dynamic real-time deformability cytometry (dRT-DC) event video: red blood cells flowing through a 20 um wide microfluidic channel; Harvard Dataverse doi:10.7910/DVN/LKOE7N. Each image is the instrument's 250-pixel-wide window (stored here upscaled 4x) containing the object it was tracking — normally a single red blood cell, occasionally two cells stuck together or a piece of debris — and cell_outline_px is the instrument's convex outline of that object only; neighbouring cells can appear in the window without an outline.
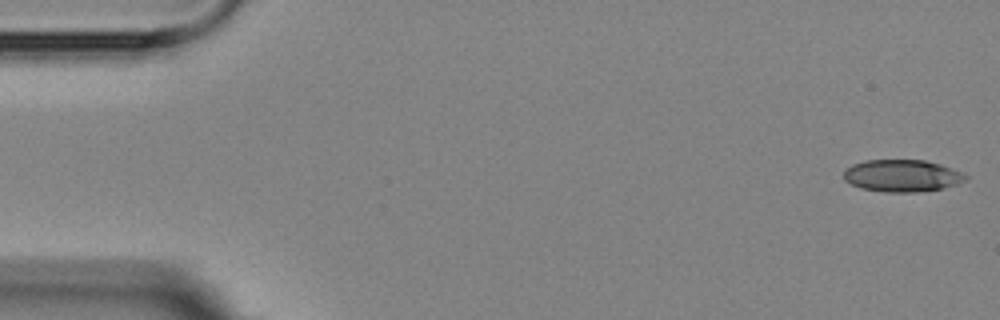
{"species": "Egyptian fruit bat (a non-hibernating species)", "species_latin": "Rousettus aegyptiacus", "temperature_condition": "room temperature", "stored_images_in_passage": 5, "camera_frame_rate_fps": 3000, "um_per_image_px": 0.085, "animal": {"sex": "female"}, "frame": {"image": 1, "passage_image": 1, "time_ms": 0.0, "image_size_px": [1000, 320], "cell_outline_px": [[968, 180], [944, 188], [916, 192], [884, 192], [860, 188], [844, 180], [844, 172], [852, 164], [864, 160], [924, 160], [940, 164], [960, 172], [968, 176]], "centroid_in_image_um": [76.67, 14.94], "position_along_channel_um": 8.3, "area_um2": 22.77}}
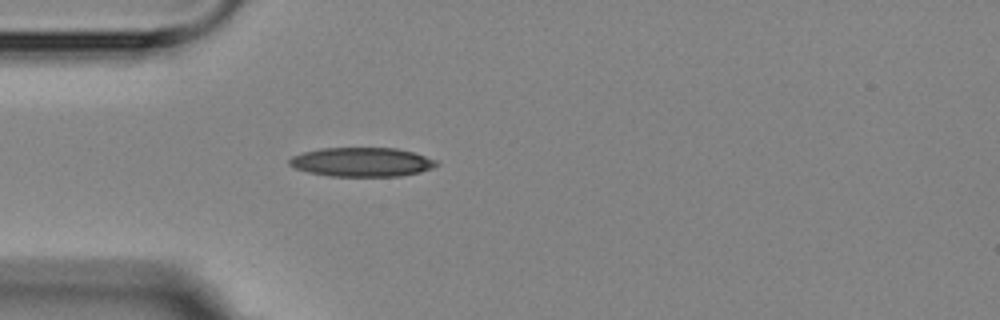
{"frame": {"image": 2, "passage_image": 5, "time_ms": 4.667, "image_size_px": [1000, 320], "cell_outline_px": [[440, 164], [432, 168], [420, 172], [400, 176], [328, 176], [308, 172], [296, 168], [288, 164], [288, 160], [292, 156], [304, 152], [320, 148], [396, 148], [412, 152], [436, 160]], "centroid_in_image_um": [30.75, 13.77], "position_along_channel_um": 54.3, "area_um2": 24.91}}